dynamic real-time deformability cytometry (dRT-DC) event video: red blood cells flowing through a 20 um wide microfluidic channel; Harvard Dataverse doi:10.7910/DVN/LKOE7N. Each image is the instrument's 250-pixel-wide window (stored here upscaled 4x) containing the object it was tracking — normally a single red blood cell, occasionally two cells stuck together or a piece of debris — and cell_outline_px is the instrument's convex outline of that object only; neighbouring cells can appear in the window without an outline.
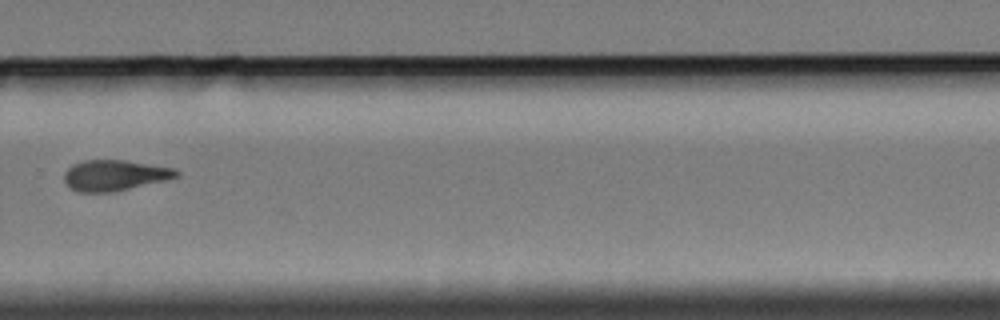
{"species": "Egyptian fruit bat (a non-hibernating species)", "species_latin": "Rousettus aegyptiacus", "temperature_condition": "cold", "stored_images_in_passage": 9, "camera_frame_rate_fps": 3000, "um_per_image_px": 0.085, "animal": {"sex": "female"}, "frame": {"image": 1, "passage_image": 9, "time_ms": 10.0, "image_size_px": [1000, 320], "cell_outline_px": [[180, 176], [116, 192], [76, 192], [68, 188], [64, 180], [64, 172], [72, 164], [84, 160], [124, 160], [176, 168], [180, 172]], "centroid_in_image_um": [9.72, 14.91], "position_along_channel_um": 320.1, "area_um2": 20.35}}